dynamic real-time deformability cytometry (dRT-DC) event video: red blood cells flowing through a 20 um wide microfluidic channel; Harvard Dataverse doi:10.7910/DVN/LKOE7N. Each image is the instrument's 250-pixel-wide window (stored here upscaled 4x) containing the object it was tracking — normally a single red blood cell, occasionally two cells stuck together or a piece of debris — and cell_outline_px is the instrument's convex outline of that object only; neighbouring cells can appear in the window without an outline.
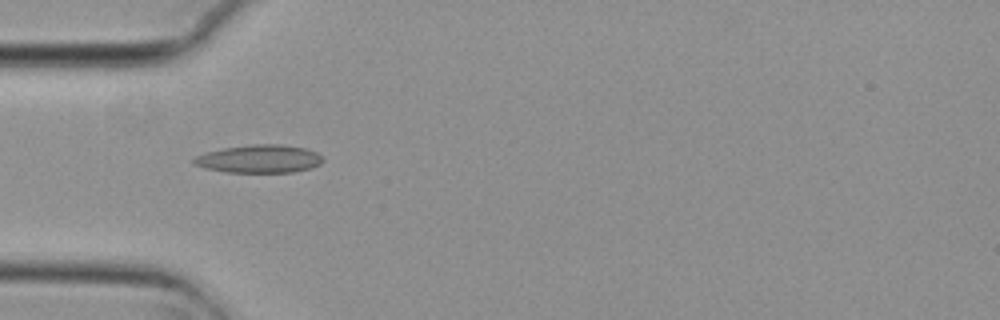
{"species": "common noctule bat (a hibernating species)", "species_latin": "Nyctalus noctula", "temperature_condition": "cold", "stored_images_in_passage": 2, "camera_frame_rate_fps": 3000, "um_per_image_px": 0.085, "animal": {"sex": "female", "body_mass_g": 29.2, "forearm_length_mm": 56.3}, "frame": {"image": 1, "passage_image": 1, "time_ms": 0.0, "image_size_px": [1000, 320], "cell_outline_px": [[324, 160], [320, 164], [308, 168], [292, 172], [224, 172], [204, 168], [192, 164], [192, 160], [196, 156], [208, 152], [224, 148], [252, 144], [280, 144], [304, 148], [316, 152]], "centroid_in_image_um": [22.0, 13.5], "position_along_channel_um": 63.0, "area_um2": 20.92}}
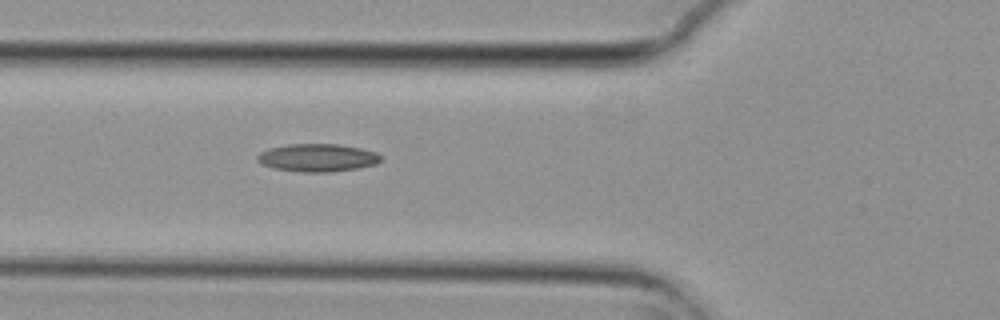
{"frame": {"image": 2, "passage_image": 2, "time_ms": 0.333, "image_size_px": [1000, 320], "cell_outline_px": [[380, 160], [376, 164], [356, 168], [332, 172], [300, 172], [272, 168], [260, 164], [256, 160], [256, 156], [260, 152], [268, 148], [288, 144], [336, 144], [360, 148], [376, 152], [380, 156]], "centroid_in_image_um": [26.92, 13.41], "position_along_channel_um": 98.9, "area_um2": 20.11}}